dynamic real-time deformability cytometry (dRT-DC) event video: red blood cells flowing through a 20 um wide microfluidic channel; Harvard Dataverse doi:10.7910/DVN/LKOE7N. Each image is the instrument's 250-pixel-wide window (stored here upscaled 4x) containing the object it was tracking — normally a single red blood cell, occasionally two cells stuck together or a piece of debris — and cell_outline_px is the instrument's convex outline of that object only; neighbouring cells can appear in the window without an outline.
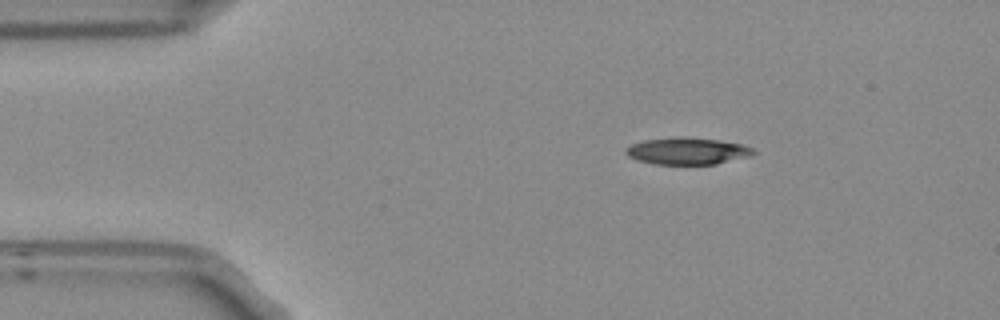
{"species": "Egyptian fruit bat (a non-hibernating species)", "species_latin": "Rousettus aegyptiacus", "temperature_condition": "room temperature", "stored_images_in_passage": 8, "camera_frame_rate_fps": 3000, "um_per_image_px": 0.085, "frame": {"image": 1, "passage_image": 2, "time_ms": 0.333, "image_size_px": [1000, 320], "cell_outline_px": [[756, 152], [752, 156], [716, 164], [656, 164], [636, 160], [628, 156], [624, 152], [624, 148], [632, 144], [644, 140], [680, 136], [684, 136], [720, 140], [740, 144], [752, 148]], "centroid_in_image_um": [58.41, 12.83], "position_along_channel_um": 26.6, "area_um2": 20.17}}
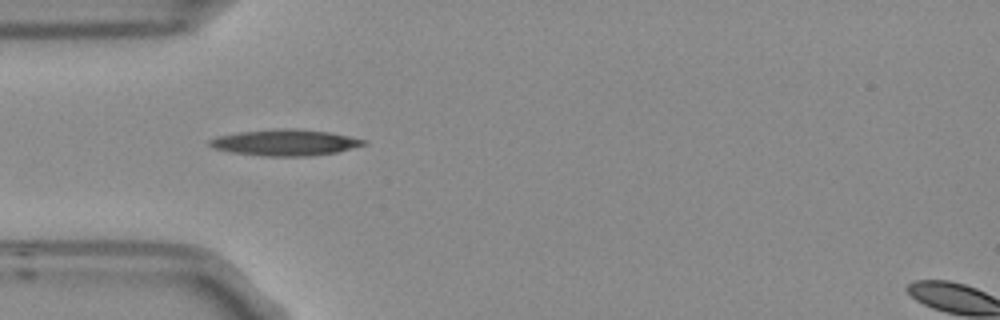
{"frame": {"image": 2, "passage_image": 4, "time_ms": 1.0, "image_size_px": [1000, 320], "cell_outline_px": [[368, 144], [336, 152], [308, 156], [264, 156], [232, 152], [212, 148], [208, 144], [208, 140], [216, 136], [240, 132], [276, 128], [296, 128], [332, 132], [368, 140]], "centroid_in_image_um": [24.26, 12.1], "position_along_channel_um": 60.7, "area_um2": 23.76}}
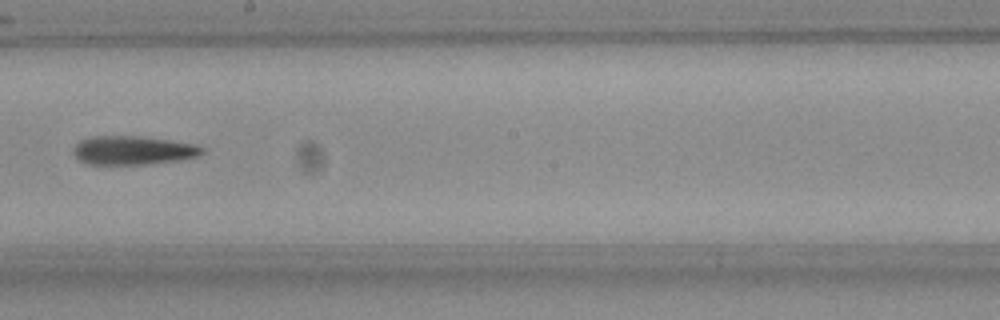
{"frame": {"image": 3, "passage_image": 8, "time_ms": 2.333, "image_size_px": [1000, 320], "cell_outline_px": [[204, 152], [196, 156], [184, 160], [144, 164], [88, 164], [80, 160], [72, 152], [72, 148], [80, 140], [92, 136], [140, 136], [196, 144], [204, 148]], "centroid_in_image_um": [11.3, 12.77], "position_along_channel_um": 236.9, "area_um2": 21.62}}